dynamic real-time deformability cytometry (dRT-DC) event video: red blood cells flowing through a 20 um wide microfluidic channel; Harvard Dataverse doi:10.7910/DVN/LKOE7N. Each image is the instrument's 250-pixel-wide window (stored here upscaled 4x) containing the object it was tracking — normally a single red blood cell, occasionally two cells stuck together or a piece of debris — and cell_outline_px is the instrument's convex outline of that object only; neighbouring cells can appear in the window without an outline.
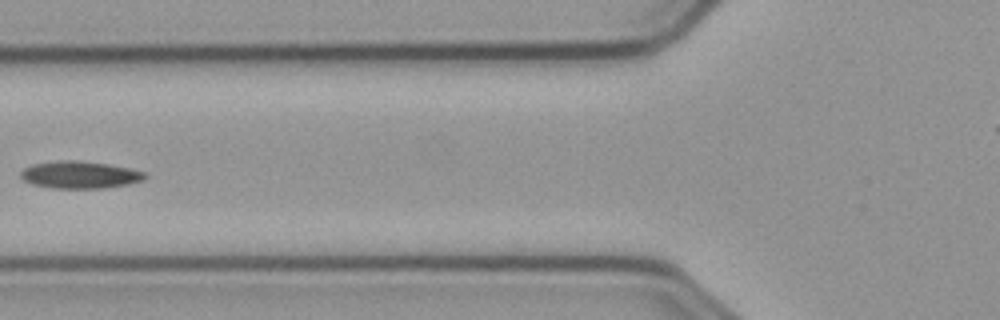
{"species": "common noctule bat (a hibernating species)", "species_latin": "Nyctalus noctula", "temperature_condition": "cold", "stored_images_in_passage": 4, "camera_frame_rate_fps": 3000, "um_per_image_px": 0.085, "animal": {"sex": "male", "body_mass_g": 23.1, "forearm_length_mm": 52.7}, "frame": {"image": 1, "passage_image": 3, "time_ms": 0.667, "image_size_px": [1000, 320], "cell_outline_px": [[148, 176], [144, 180], [128, 184], [104, 188], [48, 188], [32, 184], [24, 180], [20, 176], [20, 172], [24, 168], [32, 164], [60, 160], [76, 160], [108, 164], [128, 168], [144, 172]], "centroid_in_image_um": [6.77, 14.86], "position_along_channel_um": 119.0, "area_um2": 19.77}}